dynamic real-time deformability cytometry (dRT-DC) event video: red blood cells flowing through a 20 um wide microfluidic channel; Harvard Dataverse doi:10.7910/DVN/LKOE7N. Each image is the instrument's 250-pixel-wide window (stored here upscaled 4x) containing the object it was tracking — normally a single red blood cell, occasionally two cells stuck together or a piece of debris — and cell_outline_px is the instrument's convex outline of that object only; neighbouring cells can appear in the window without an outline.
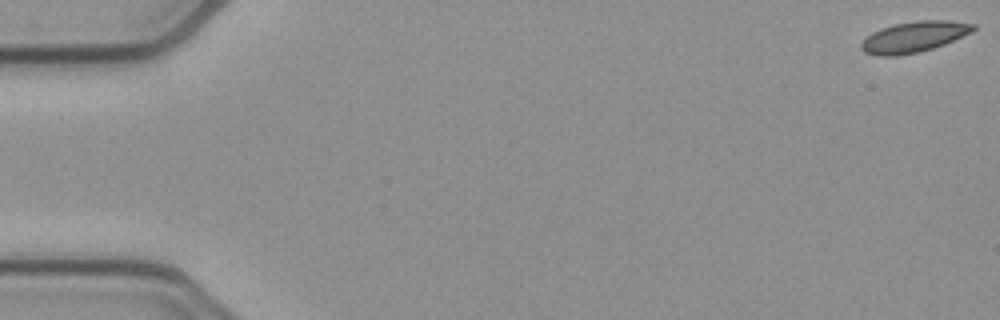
{"species": "common noctule bat (a hibernating species)", "species_latin": "Nyctalus noctula", "temperature_condition": "cold", "stored_images_in_passage": 53, "camera_frame_rate_fps": 3000, "um_per_image_px": 0.085, "animal": {"sex": "female", "body_mass_g": 21.9}, "frame": {"image": 1, "passage_image": 1, "time_ms": 0.0, "image_size_px": [1000, 320], "cell_outline_px": [[976, 28], [972, 32], [944, 44], [932, 48], [916, 52], [896, 56], [880, 56], [864, 52], [860, 48], [860, 44], [872, 32], [880, 28], [896, 24], [916, 20], [948, 20], [976, 24]], "centroid_in_image_um": [77.69, 3.12], "position_along_channel_um": 7.3, "area_um2": 20.0}}
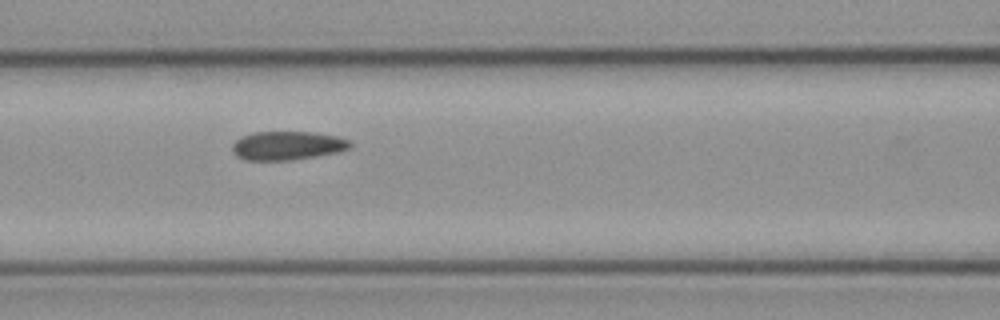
{"frame": {"image": 2, "passage_image": 23, "time_ms": 7.333, "image_size_px": [1000, 320], "cell_outline_px": [[352, 148], [340, 152], [292, 160], [244, 160], [236, 156], [232, 152], [232, 144], [240, 136], [252, 132], [312, 132], [336, 136], [348, 140], [352, 144]], "centroid_in_image_um": [24.41, 12.38], "position_along_channel_um": 142.2, "area_um2": 19.94}}
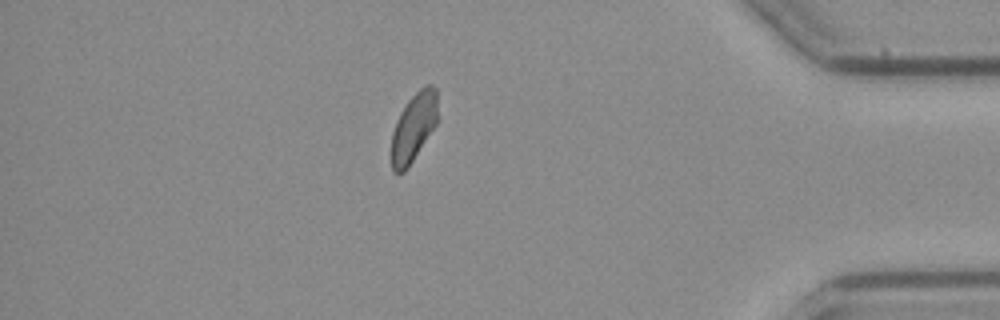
{"frame": {"image": 3, "passage_image": 46, "time_ms": 15.0, "image_size_px": [1000, 320], "cell_outline_px": [[440, 120], [408, 168], [404, 172], [392, 172], [392, 132], [396, 120], [400, 112], [408, 100], [420, 88], [428, 84], [432, 84], [436, 88]], "centroid_in_image_um": [35.21, 10.79], "position_along_channel_um": 400.0, "area_um2": 18.96}, "authors_computed_cell_mechanics": {"area_um2": 19.8832, "velocity_mm_per_s": 3.8869, "shape_relaxation_time_tau1_ms": null, "shape_relaxation_time_tau2_ms": 2.4497, "deformation_change_tau1": null, "deformation_change_tau2": 0.0668}}